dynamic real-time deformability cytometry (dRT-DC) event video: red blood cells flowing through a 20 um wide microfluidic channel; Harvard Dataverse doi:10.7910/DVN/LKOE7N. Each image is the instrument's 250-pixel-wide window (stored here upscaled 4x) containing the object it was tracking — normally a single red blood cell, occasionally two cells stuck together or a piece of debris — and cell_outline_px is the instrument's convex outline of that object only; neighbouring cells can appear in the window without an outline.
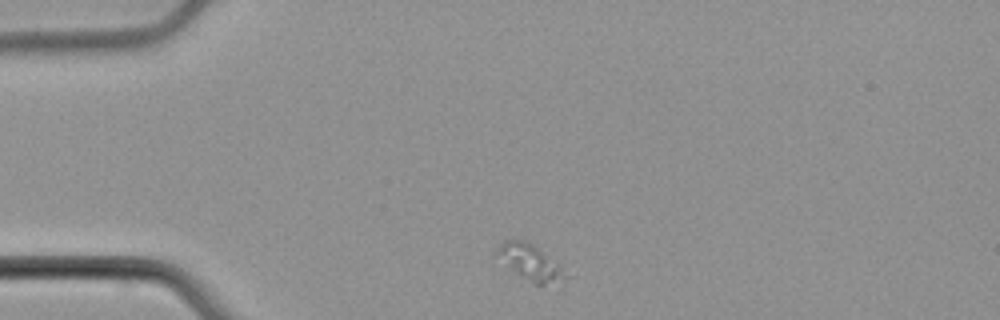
{"species": "common noctule bat (a hibernating species)", "species_latin": "Nyctalus noctula", "temperature_condition": "cold", "stored_images_in_passage": 2, "camera_frame_rate_fps": 3000, "um_per_image_px": 0.085, "animal": {"sex": "male", "body_mass_g": 21.5, "forearm_length_mm": 52.0}, "frame": {"image": 1, "passage_image": 1, "time_ms": 0.0, "image_size_px": [1000, 320], "cell_outline_px": [[568, 276], [564, 280], [544, 284], [536, 284], [516, 272], [496, 252], [500, 244], [504, 240], [524, 240], [532, 244], [560, 268]], "centroid_in_image_um": [45.06, 22.28], "position_along_channel_um": 39.9, "area_um2": 12.89}}